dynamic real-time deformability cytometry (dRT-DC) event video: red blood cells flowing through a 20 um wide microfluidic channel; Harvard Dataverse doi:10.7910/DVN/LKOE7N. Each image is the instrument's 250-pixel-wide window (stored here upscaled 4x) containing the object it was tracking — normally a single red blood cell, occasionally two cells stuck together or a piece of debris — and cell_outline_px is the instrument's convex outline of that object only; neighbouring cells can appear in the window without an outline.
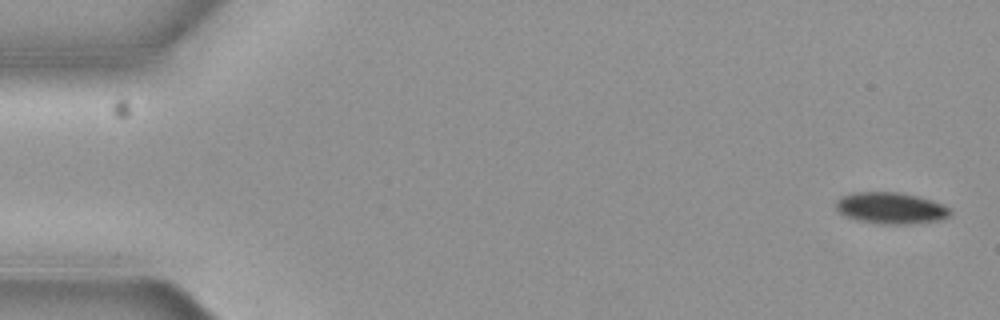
{"species": "common noctule bat (a hibernating species)", "species_latin": "Nyctalus noctula", "temperature_condition": "cold", "stored_images_in_passage": 5, "camera_frame_rate_fps": 3000, "um_per_image_px": 0.085, "animal": {"sex": "female", "body_mass_g": 19.3, "forearm_length_mm": 54.1}, "frame": {"image": 1, "passage_image": 1, "time_ms": 0.0, "image_size_px": [1000, 320], "cell_outline_px": [[952, 212], [948, 216], [940, 220], [908, 224], [880, 224], [856, 220], [840, 212], [836, 208], [836, 204], [844, 196], [852, 192], [896, 192], [916, 196], [932, 200], [948, 208]], "centroid_in_image_um": [75.73, 17.69], "position_along_channel_um": 9.3, "area_um2": 20.58}}
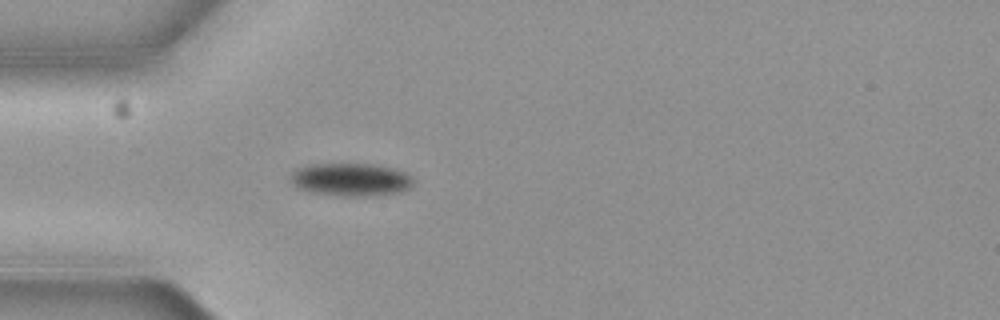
{"frame": {"image": 2, "passage_image": 5, "time_ms": 1.333, "image_size_px": [1000, 320], "cell_outline_px": [[416, 180], [412, 188], [400, 192], [360, 196], [344, 196], [308, 192], [296, 188], [288, 180], [288, 176], [296, 168], [308, 164], [372, 164], [396, 168], [412, 176]], "centroid_in_image_um": [29.8, 15.26], "position_along_channel_um": 55.2, "area_um2": 24.1}}